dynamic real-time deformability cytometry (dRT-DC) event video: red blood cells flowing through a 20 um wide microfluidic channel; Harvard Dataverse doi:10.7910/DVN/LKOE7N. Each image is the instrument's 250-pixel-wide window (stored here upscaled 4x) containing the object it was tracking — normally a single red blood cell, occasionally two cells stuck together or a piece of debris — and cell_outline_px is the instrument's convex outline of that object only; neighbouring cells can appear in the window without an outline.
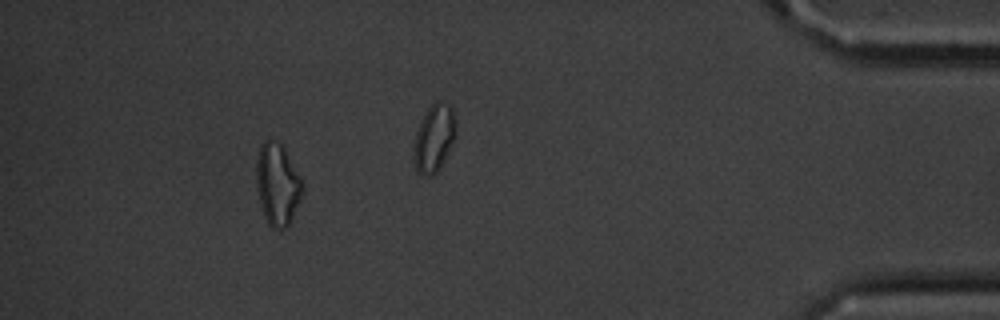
{"species": "common noctule bat (a hibernating species)", "species_latin": "Nyctalus noctula", "temperature_condition": "cold", "stored_images_in_passage": 13, "segment_of_instrument_passage": [2, 2], "camera_frame_rate_fps": 3000, "um_per_image_px": 0.085, "animal": {"sex": "male", "body_mass_g": 20.1, "forearm_length_mm": 53.5}, "frame": {"image": 1, "passage_image": 12, "time_ms": 14.0, "image_size_px": [1000, 320], "cell_outline_px": [[304, 188], [300, 200], [292, 220], [284, 228], [272, 228], [268, 224], [264, 216], [260, 204], [256, 184], [256, 160], [260, 144], [264, 140], [268, 140], [280, 144], [284, 148], [300, 176]], "centroid_in_image_um": [23.57, 15.68], "position_along_channel_um": 411.6, "area_um2": 21.96}}